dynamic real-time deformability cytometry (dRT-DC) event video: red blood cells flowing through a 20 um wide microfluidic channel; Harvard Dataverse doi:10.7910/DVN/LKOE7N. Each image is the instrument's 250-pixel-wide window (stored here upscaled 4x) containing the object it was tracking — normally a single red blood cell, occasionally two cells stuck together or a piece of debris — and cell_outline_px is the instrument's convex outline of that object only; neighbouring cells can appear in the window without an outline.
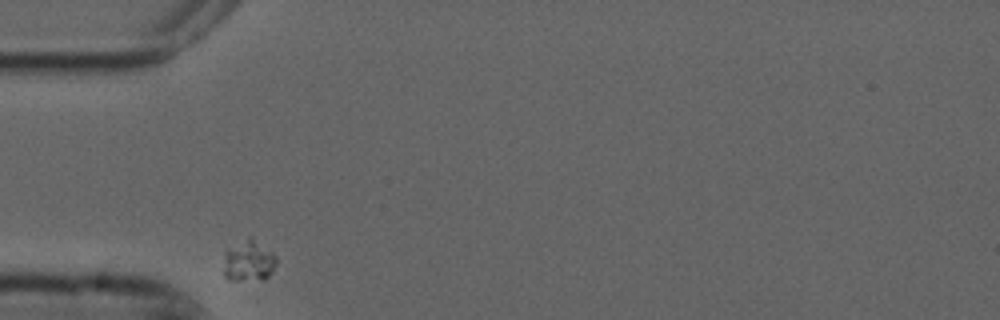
{"species": "common noctule bat (a hibernating species)", "species_latin": "Nyctalus noctula", "temperature_condition": "cold", "stored_images_in_passage": 5, "camera_frame_rate_fps": 3000, "um_per_image_px": 0.085, "animal": {"sex": "male", "forearm_length_mm": 52.5}, "frame": {"image": 1, "passage_image": 1, "time_ms": 0.0, "image_size_px": [1000, 320], "cell_outline_px": [[276, 264], [272, 272], [264, 280], [228, 280], [224, 276], [224, 252], [228, 248], [248, 236], [252, 236], [272, 252], [276, 256]], "centroid_in_image_um": [21.13, 22.17], "position_along_channel_um": 63.9, "area_um2": 12.95}}
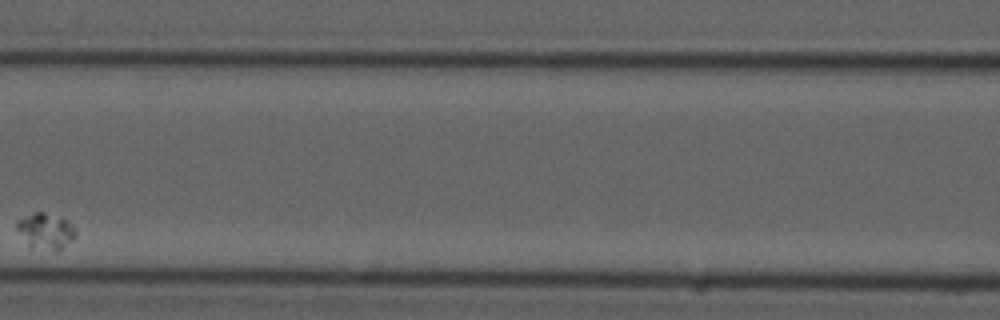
{"frame": {"image": 2, "passage_image": 4, "time_ms": 1.0, "image_size_px": [1000, 320], "cell_outline_px": [[76, 236], [72, 240], [56, 252], [28, 248], [16, 228], [16, 220], [36, 212], [44, 212], [68, 220], [76, 228]], "centroid_in_image_um": [3.87, 19.68], "position_along_channel_um": 162.7, "area_um2": 12.66}}
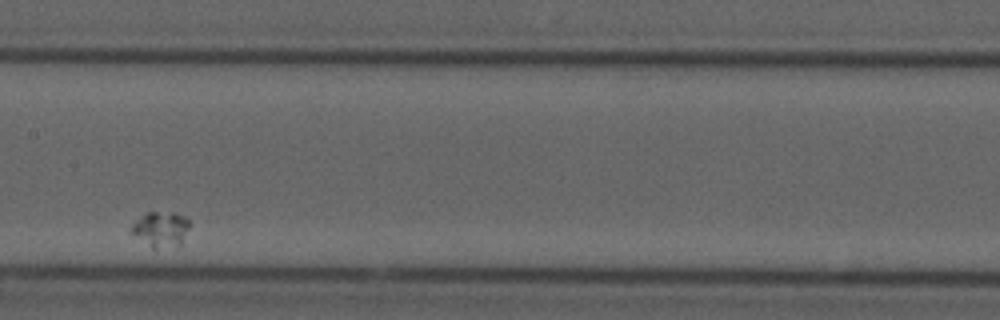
{"frame": {"image": 3, "passage_image": 5, "time_ms": 1.333, "image_size_px": [1000, 320], "cell_outline_px": [[188, 228], [180, 244], [156, 248], [152, 248], [132, 232], [132, 224], [136, 220], [148, 212], [176, 212], [184, 216], [188, 220]], "centroid_in_image_um": [13.68, 19.44], "position_along_channel_um": 193.7, "area_um2": 11.44}}